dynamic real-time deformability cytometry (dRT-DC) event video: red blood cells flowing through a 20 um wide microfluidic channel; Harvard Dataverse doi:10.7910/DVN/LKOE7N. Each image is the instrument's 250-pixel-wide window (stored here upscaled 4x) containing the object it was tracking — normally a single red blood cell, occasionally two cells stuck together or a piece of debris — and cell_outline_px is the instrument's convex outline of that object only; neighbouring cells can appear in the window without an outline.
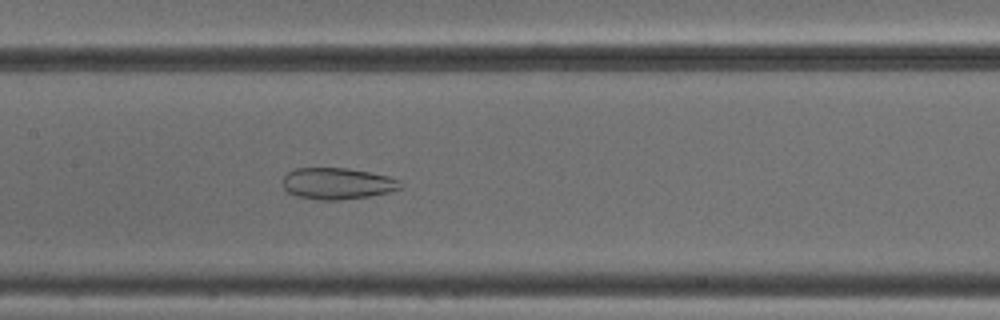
{"species": "common noctule bat (a hibernating species)", "species_latin": "Nyctalus noctula", "temperature_condition": "cold", "stored_images_in_passage": 52, "camera_frame_rate_fps": 3000, "um_per_image_px": 0.085, "animal": {"sex": "male", "body_mass_g": 18.8}, "frame": {"image": 1, "passage_image": 26, "time_ms": 8.333, "image_size_px": [1000, 320], "cell_outline_px": [[400, 188], [388, 192], [368, 196], [340, 200], [320, 200], [296, 196], [288, 192], [284, 188], [280, 180], [288, 172], [296, 168], [348, 168], [388, 176], [400, 180]], "centroid_in_image_um": [28.62, 15.6], "position_along_channel_um": 178.8, "area_um2": 21.56}}
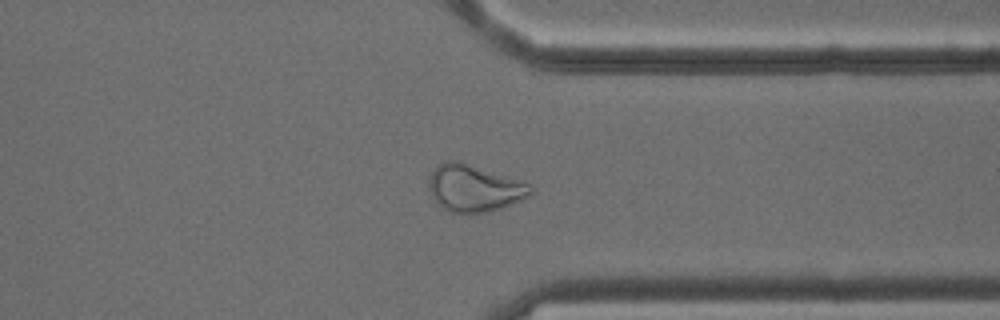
{"frame": {"image": 2, "passage_image": 41, "time_ms": 13.333, "image_size_px": [1000, 320], "cell_outline_px": [[532, 192], [528, 196], [520, 200], [500, 208], [488, 212], [468, 216], [448, 212], [432, 196], [428, 188], [428, 180], [436, 164], [448, 160], [456, 160], [532, 184]], "centroid_in_image_um": [40.27, 16.02], "position_along_channel_um": 371.1, "area_um2": 28.03}}
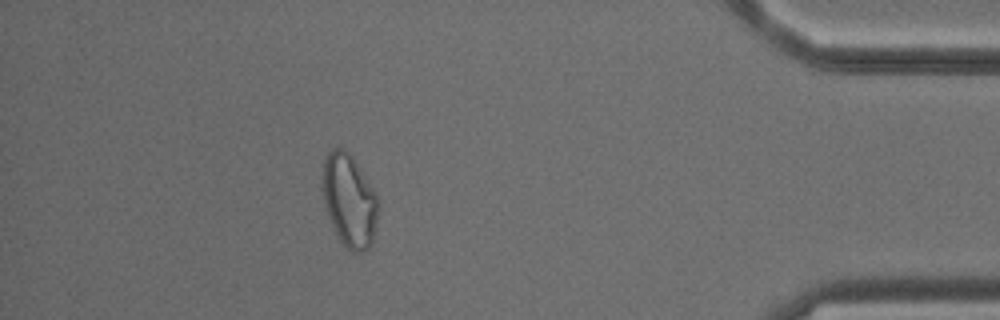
{"frame": {"image": 3, "passage_image": 47, "time_ms": 15.333, "image_size_px": [1000, 320], "cell_outline_px": [[380, 204], [372, 244], [364, 252], [352, 252], [340, 240], [328, 216], [324, 204], [320, 188], [320, 184], [324, 160], [328, 152], [332, 148], [344, 148], [352, 156], [380, 196]], "centroid_in_image_um": [29.7, 17.01], "position_along_channel_um": 405.5, "area_um2": 30.92}}